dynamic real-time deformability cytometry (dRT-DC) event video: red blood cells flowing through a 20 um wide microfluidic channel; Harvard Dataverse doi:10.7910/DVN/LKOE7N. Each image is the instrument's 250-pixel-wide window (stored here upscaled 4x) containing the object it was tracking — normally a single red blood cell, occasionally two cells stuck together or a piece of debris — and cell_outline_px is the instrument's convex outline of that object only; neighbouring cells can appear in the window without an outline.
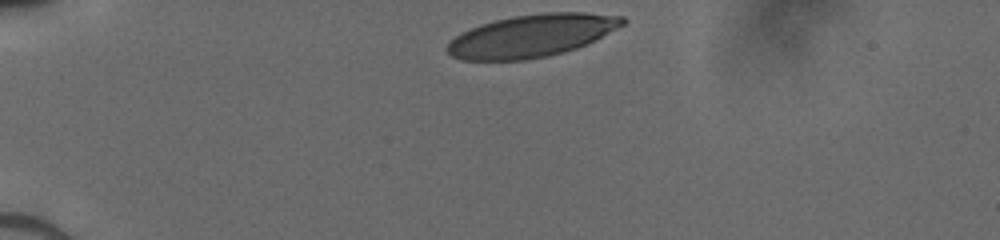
{"species": "human", "species_latin": "Homo sapiens", "temperature_condition": "cold", "stored_images_in_passage": 32, "camera_frame_rate_fps": 3000, "um_per_image_px": 0.085, "donor": {"sex": "male"}, "frame": {"image": 1, "passage_image": 1, "time_ms": 0.0, "image_size_px": [1000, 240], "cell_outline_px": [[628, 20], [624, 24], [576, 48], [564, 52], [548, 56], [524, 60], [464, 60], [452, 56], [448, 52], [448, 44], [460, 32], [480, 24], [512, 16], [544, 12], [584, 12], [624, 16]], "centroid_in_image_um": [45.19, 3.02], "position_along_channel_um": 39.8, "area_um2": 43.12}}
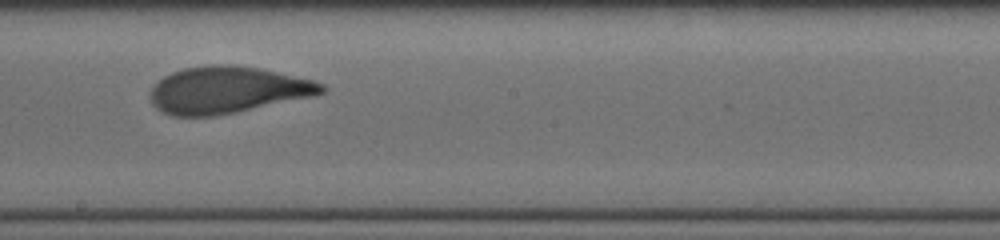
{"frame": {"image": 2, "passage_image": 19, "time_ms": 6.0, "image_size_px": [1000, 240], "cell_outline_px": [[328, 88], [324, 92], [312, 96], [236, 112], [212, 116], [172, 116], [156, 108], [152, 104], [152, 88], [164, 76], [172, 72], [184, 68], [216, 64], [228, 64], [256, 68], [276, 72], [312, 80], [324, 84]], "centroid_in_image_um": [19.33, 7.65], "position_along_channel_um": 228.9, "area_um2": 46.07}}
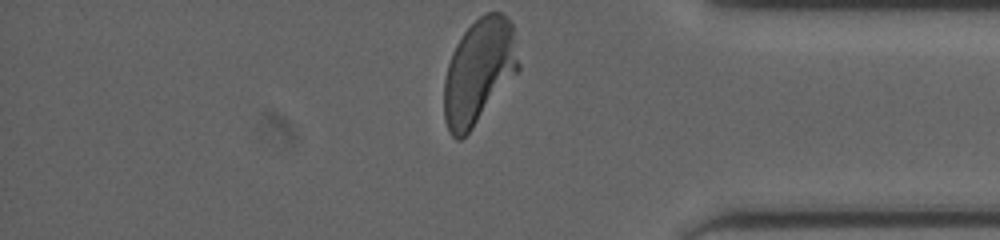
{"frame": {"image": 3, "passage_image": 32, "time_ms": 10.333, "image_size_px": [1000, 240], "cell_outline_px": [[520, 68], [472, 128], [460, 140], [456, 140], [452, 136], [444, 120], [444, 80], [448, 64], [452, 52], [456, 44], [464, 32], [484, 12], [504, 12], [512, 24], [520, 64]], "centroid_in_image_um": [40.7, 6.04], "position_along_channel_um": 394.5, "area_um2": 45.2}}